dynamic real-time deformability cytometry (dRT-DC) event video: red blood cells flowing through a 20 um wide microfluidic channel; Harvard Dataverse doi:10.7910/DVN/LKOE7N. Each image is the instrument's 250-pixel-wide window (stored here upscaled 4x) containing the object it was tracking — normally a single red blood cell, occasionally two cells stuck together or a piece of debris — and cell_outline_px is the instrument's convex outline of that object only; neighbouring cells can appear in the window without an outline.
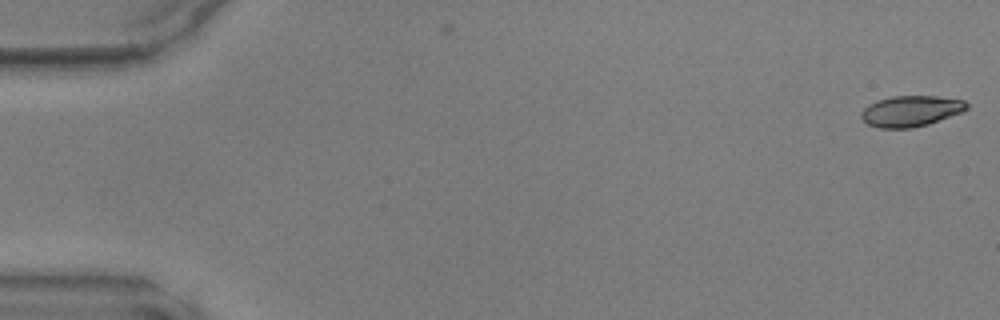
{"species": "common noctule bat (a hibernating species)", "species_latin": "Nyctalus noctula", "temperature_condition": "warm", "stored_images_in_passage": 48, "camera_frame_rate_fps": 3000, "um_per_image_px": 0.085, "animal": {"sex": "male", "body_mass_g": 17.9, "forearm_length_mm": 54.2}, "frame": {"image": 1, "passage_image": 1, "time_ms": 0.0, "image_size_px": [1000, 320], "cell_outline_px": [[968, 108], [960, 112], [928, 124], [912, 128], [880, 128], [868, 124], [860, 116], [860, 112], [868, 104], [876, 100], [892, 96], [936, 96], [964, 100], [968, 104]], "centroid_in_image_um": [77.38, 9.43], "position_along_channel_um": 7.6, "area_um2": 18.9}}
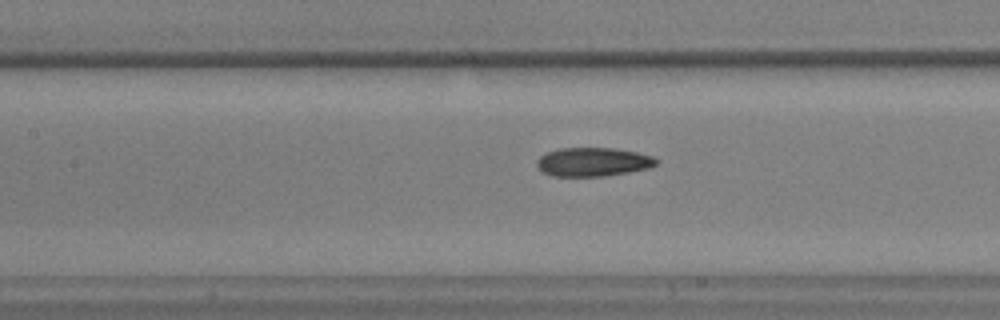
{"frame": {"image": 2, "passage_image": 22, "time_ms": 7.0, "image_size_px": [1000, 320], "cell_outline_px": [[660, 160], [656, 164], [648, 168], [628, 172], [604, 176], [552, 176], [544, 172], [536, 164], [536, 160], [540, 156], [548, 152], [560, 148], [612, 148], [636, 152], [652, 156]], "centroid_in_image_um": [50.41, 13.76], "position_along_channel_um": 157.0, "area_um2": 19.88}}
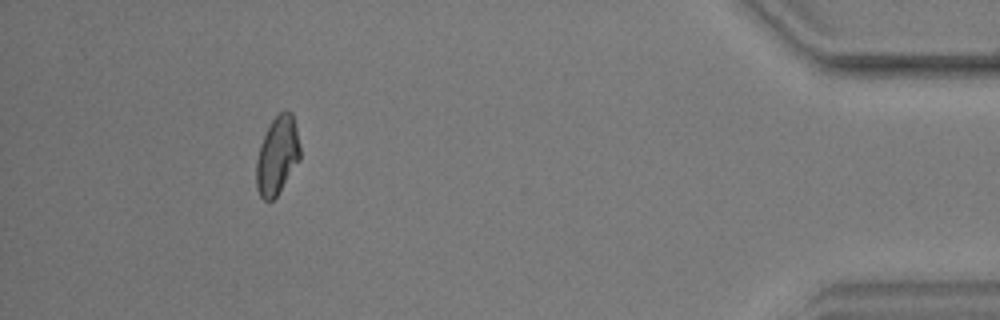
{"frame": {"image": 3, "passage_image": 44, "time_ms": 14.333, "image_size_px": [1000, 320], "cell_outline_px": [[300, 160], [276, 196], [272, 200], [264, 200], [260, 196], [256, 188], [256, 160], [260, 144], [272, 120], [284, 108], [288, 108], [292, 112], [296, 128], [300, 148]], "centroid_in_image_um": [23.57, 13.19], "position_along_channel_um": 411.6, "area_um2": 19.94}}